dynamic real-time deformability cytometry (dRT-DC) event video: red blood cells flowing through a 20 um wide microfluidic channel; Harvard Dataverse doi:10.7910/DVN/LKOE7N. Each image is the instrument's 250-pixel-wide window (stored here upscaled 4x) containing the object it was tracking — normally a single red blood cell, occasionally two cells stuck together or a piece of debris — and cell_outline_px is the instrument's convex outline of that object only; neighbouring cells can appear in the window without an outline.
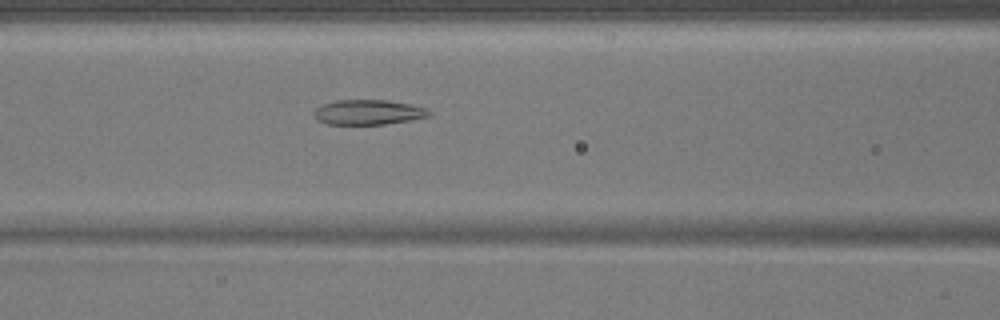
{"species": "common noctule bat (a hibernating species)", "species_latin": "Nyctalus noctula", "temperature_condition": "warm", "stored_images_in_passage": 42, "camera_frame_rate_fps": 3000, "um_per_image_px": 0.085, "animal": {"sex": "male", "body_mass_g": 17.9}, "frame": {"image": 1, "passage_image": 12, "time_ms": 3.667, "image_size_px": [1000, 320], "cell_outline_px": [[432, 112], [428, 116], [408, 120], [384, 124], [328, 124], [316, 120], [316, 108], [324, 104], [336, 100], [384, 100], [408, 104], [424, 108]], "centroid_in_image_um": [31.28, 9.54], "position_along_channel_um": 135.3, "area_um2": 16.3}}
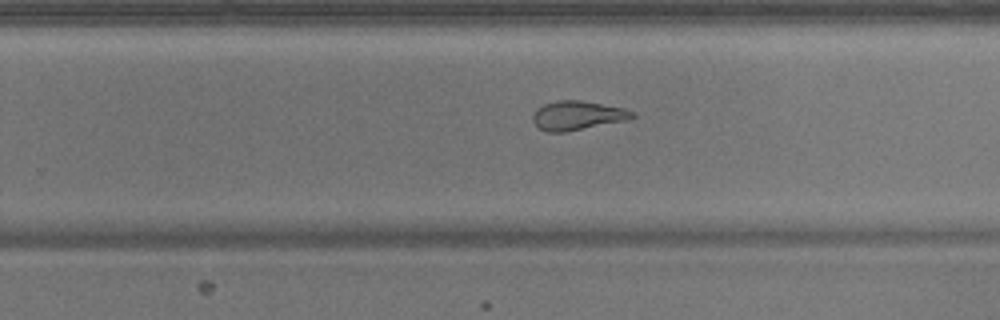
{"frame": {"image": 2, "passage_image": 23, "time_ms": 7.333, "image_size_px": [1000, 320], "cell_outline_px": [[636, 116], [624, 120], [564, 132], [548, 132], [540, 128], [532, 120], [532, 116], [536, 108], [544, 104], [556, 100], [580, 100], [624, 108], [632, 112]], "centroid_in_image_um": [49.02, 9.8], "position_along_channel_um": 280.8, "area_um2": 16.53}}
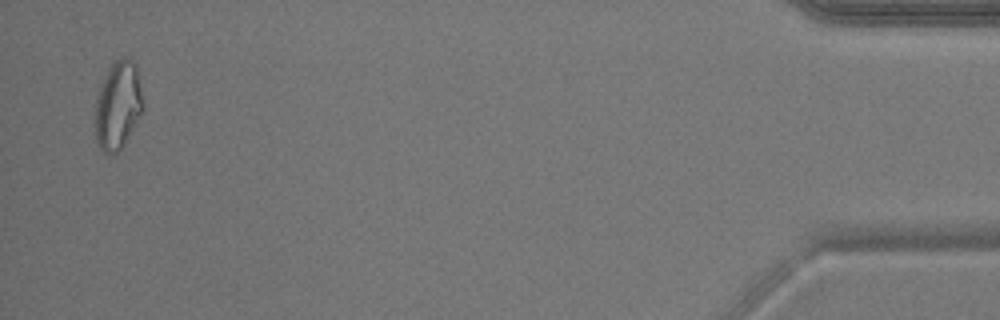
{"frame": {"image": 3, "passage_image": 40, "time_ms": 13.0, "image_size_px": [1000, 320], "cell_outline_px": [[144, 108], [124, 144], [112, 156], [108, 156], [96, 144], [92, 124], [96, 100], [104, 76], [108, 68], [116, 60], [124, 56], [128, 56], [136, 64], [144, 104]], "centroid_in_image_um": [9.99, 8.98], "position_along_channel_um": 425.2, "area_um2": 25.2}}